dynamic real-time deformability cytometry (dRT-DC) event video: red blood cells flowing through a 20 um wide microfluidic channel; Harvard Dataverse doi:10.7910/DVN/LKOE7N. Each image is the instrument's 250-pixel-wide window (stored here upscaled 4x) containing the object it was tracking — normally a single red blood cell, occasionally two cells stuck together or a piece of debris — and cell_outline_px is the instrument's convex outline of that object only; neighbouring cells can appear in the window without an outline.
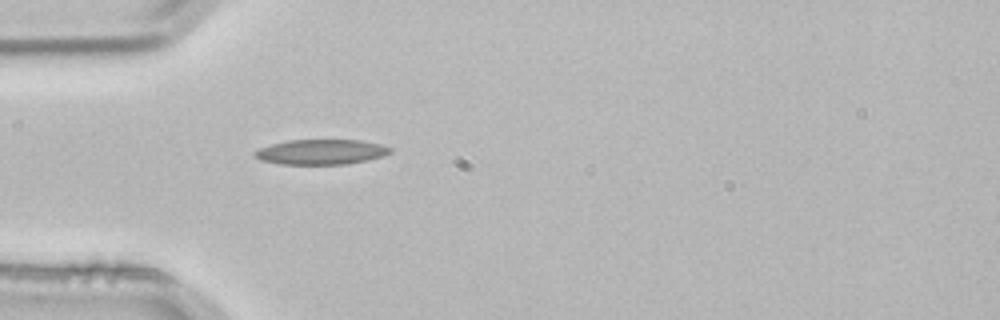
{"species": "common noctule bat (a hibernating species)", "species_latin": "Nyctalus noctula", "temperature_condition": "room temperature", "stored_images_in_passage": 1, "camera_frame_rate_fps": 3000, "um_per_image_px": 0.085, "animal": {"sex": "male", "body_mass_g": 21.5, "forearm_length_mm": 52.0}, "frame": {"image": 1, "passage_image": 1, "time_ms": 0.0, "image_size_px": [1000, 320], "cell_outline_px": [[392, 152], [384, 156], [368, 160], [348, 164], [280, 164], [260, 160], [252, 156], [252, 152], [260, 148], [272, 144], [288, 140], [360, 140], [380, 144], [392, 148]], "centroid_in_image_um": [27.29, 12.92], "position_along_channel_um": 57.7, "area_um2": 19.94}}